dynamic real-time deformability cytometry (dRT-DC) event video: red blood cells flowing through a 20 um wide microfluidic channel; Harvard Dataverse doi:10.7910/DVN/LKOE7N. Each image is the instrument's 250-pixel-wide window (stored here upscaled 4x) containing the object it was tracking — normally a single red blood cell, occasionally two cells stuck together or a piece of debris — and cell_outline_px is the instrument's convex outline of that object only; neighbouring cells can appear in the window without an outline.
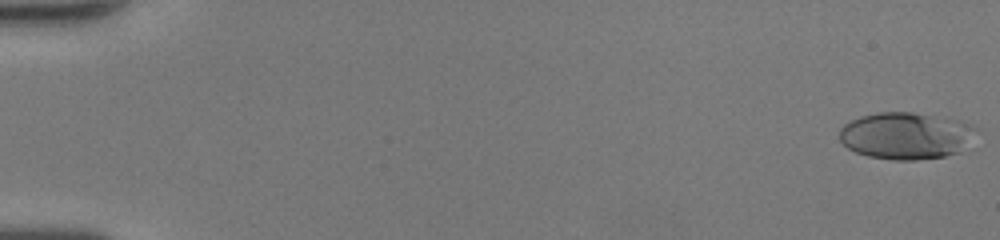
{"species": "human", "species_latin": "Homo sapiens", "temperature_condition": "room temperature", "stored_images_in_passage": 50, "camera_frame_rate_fps": 3000, "um_per_image_px": 0.085, "donor": {"sex": "female"}, "frame": {"image": 1, "passage_image": 1, "time_ms": 0.0, "image_size_px": [1000, 240], "cell_outline_px": [[980, 132], [960, 152], [944, 156], [916, 160], [896, 160], [868, 156], [856, 152], [848, 148], [840, 140], [840, 128], [844, 124], [860, 116], [876, 112], [912, 112], [956, 120], [980, 128]], "centroid_in_image_um": [77.04, 11.53], "position_along_channel_um": 8.0, "area_um2": 37.51}}
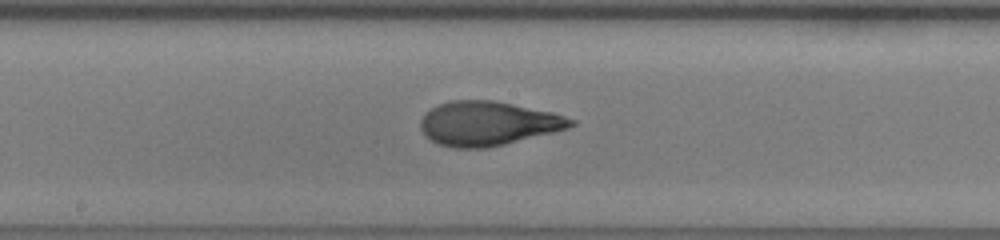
{"frame": {"image": 2, "passage_image": 28, "time_ms": 9.0, "image_size_px": [1000, 240], "cell_outline_px": [[576, 124], [568, 128], [488, 148], [452, 148], [440, 144], [424, 136], [420, 128], [420, 120], [432, 108], [440, 104], [452, 100], [492, 100], [552, 112], [576, 120]], "centroid_in_image_um": [41.46, 10.5], "position_along_channel_um": 206.7, "area_um2": 38.38}}
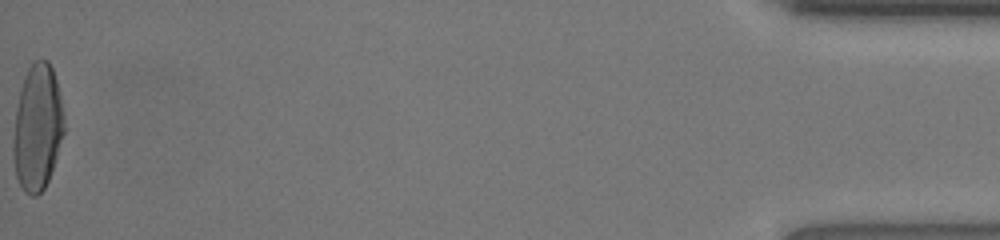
{"frame": {"image": 3, "passage_image": 50, "time_ms": 16.333, "image_size_px": [1000, 240], "cell_outline_px": [[64, 132], [48, 180], [44, 188], [36, 196], [32, 196], [24, 192], [16, 176], [12, 156], [12, 136], [16, 108], [20, 88], [28, 68], [36, 60], [48, 60], [52, 68], [56, 80], [64, 112]], "centroid_in_image_um": [3.16, 10.85], "position_along_channel_um": 432.0, "area_um2": 37.45}, "authors_computed_cell_mechanics": {"area_um2": 36.992, "velocity_mm_per_s": 4.3451, "shape_relaxation_time_tau1_ms": 7.1439, "shape_relaxation_time_tau2_ms": 0.9876, "deformation_change_tau1": 0.3154, "deformation_change_tau2": 0.0804}}